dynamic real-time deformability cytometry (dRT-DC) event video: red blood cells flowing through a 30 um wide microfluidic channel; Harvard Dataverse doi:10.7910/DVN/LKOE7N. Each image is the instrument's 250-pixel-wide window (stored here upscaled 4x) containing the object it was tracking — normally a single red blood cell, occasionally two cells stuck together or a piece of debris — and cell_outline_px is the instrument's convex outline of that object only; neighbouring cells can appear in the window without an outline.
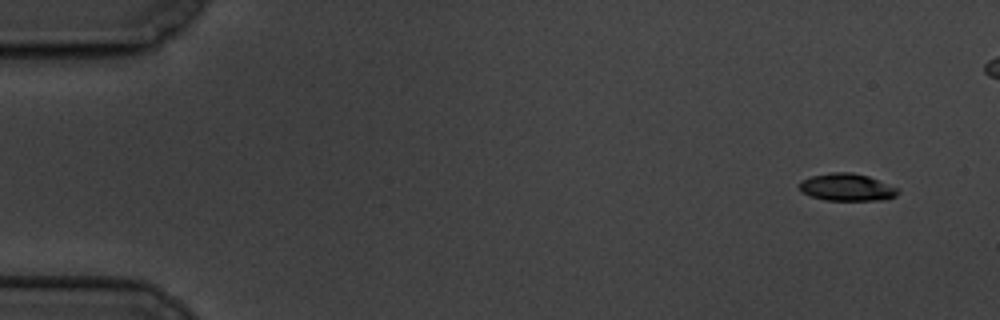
{"species": "common noctule bat (a hibernating species)", "species_latin": "Nyctalus noctula", "temperature_condition": "cold", "stored_images_in_passage": 17, "camera_frame_rate_fps": 3000, "um_per_image_px": 0.085, "animal": {"sex": "male", "body_mass_g": 19.5, "forearm_length_mm": 54.6}, "frame": {"image": 1, "passage_image": 1, "time_ms": 0.0, "image_size_px": [1000, 320], "cell_outline_px": [[900, 192], [896, 196], [884, 200], [824, 200], [800, 192], [800, 180], [812, 176], [832, 172], [852, 172], [868, 176], [896, 188]], "centroid_in_image_um": [71.96, 15.92], "position_along_channel_um": 13.0, "area_um2": 15.61}}
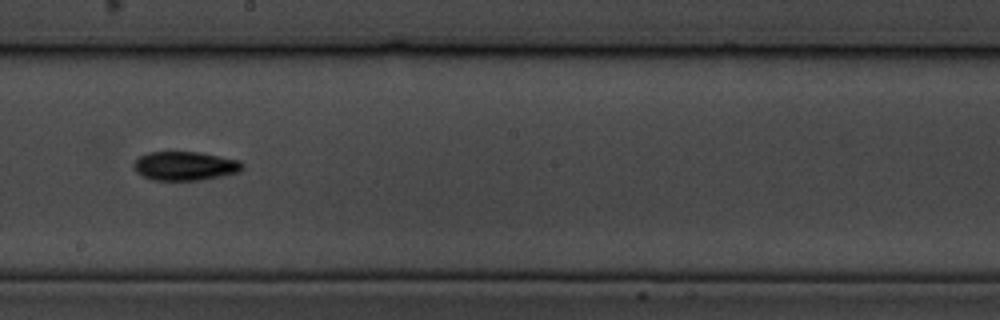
{"frame": {"image": 2, "passage_image": 9, "time_ms": 10.0, "image_size_px": [1000, 320], "cell_outline_px": [[244, 168], [240, 172], [200, 180], [152, 180], [136, 172], [132, 164], [140, 156], [148, 152], [200, 152], [236, 160], [244, 164]], "centroid_in_image_um": [15.71, 14.11], "position_along_channel_um": 232.5, "area_um2": 18.21}}
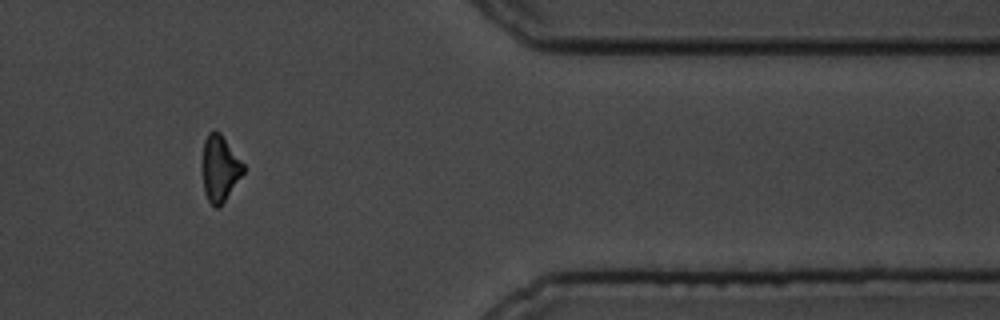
{"frame": {"image": 3, "passage_image": 13, "time_ms": 15.333, "image_size_px": [1000, 320], "cell_outline_px": [[244, 172], [220, 208], [216, 208], [208, 200], [204, 192], [204, 140], [208, 132], [220, 132], [244, 164]], "centroid_in_image_um": [18.71, 14.34], "position_along_channel_um": 392.7, "area_um2": 15.37}, "authors_computed_cell_mechanics": {"area_um2": 16.8198, "velocity_mm_per_s": 3.4104, "shape_relaxation_time_tau1_ms": 4.7294, "shape_relaxation_time_tau2_ms": 10.8978, "deformation_change_tau1": 0.1221, "deformation_change_tau2": 0.1969}}